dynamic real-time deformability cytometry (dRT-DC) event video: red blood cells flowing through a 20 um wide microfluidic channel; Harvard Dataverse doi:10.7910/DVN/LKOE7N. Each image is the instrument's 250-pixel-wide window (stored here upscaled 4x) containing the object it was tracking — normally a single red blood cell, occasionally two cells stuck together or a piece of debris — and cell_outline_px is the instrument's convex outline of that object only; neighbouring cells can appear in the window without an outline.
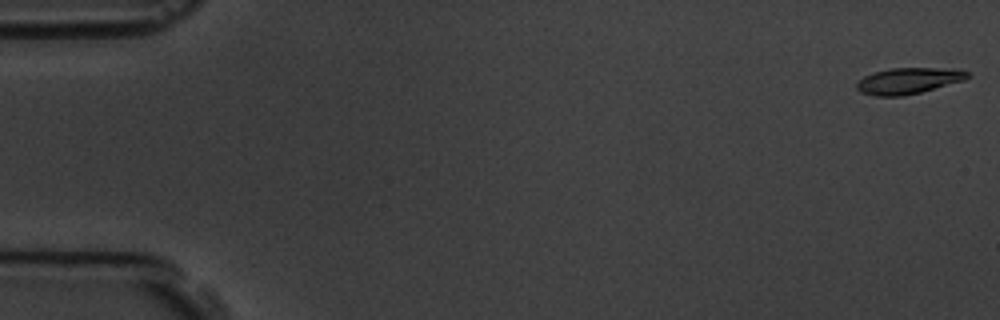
{"species": "common noctule bat (a hibernating species)", "species_latin": "Nyctalus noctula", "temperature_condition": "room temperature", "stored_images_in_passage": 10, "camera_frame_rate_fps": 3000, "um_per_image_px": 0.085, "animal": {"sex": "male", "body_mass_g": 19.5, "forearm_length_mm": 54.6}, "frame": {"image": 1, "passage_image": 1, "time_ms": 0.0, "image_size_px": [1000, 320], "cell_outline_px": [[972, 76], [964, 80], [920, 92], [904, 96], [876, 96], [860, 92], [856, 88], [856, 80], [872, 72], [888, 68], [936, 68], [968, 72]], "centroid_in_image_um": [77.12, 6.87], "position_along_channel_um": 7.9, "area_um2": 16.82}}
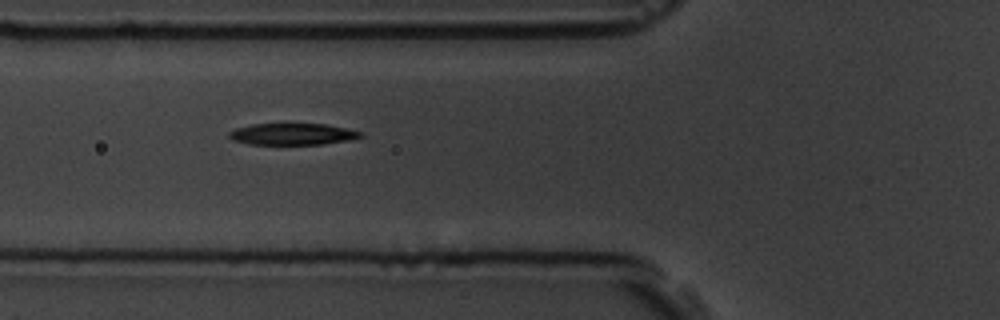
{"frame": {"image": 2, "passage_image": 7, "time_ms": 6.667, "image_size_px": [1000, 320], "cell_outline_px": [[364, 136], [348, 140], [320, 144], [252, 144], [232, 140], [228, 136], [228, 132], [236, 128], [252, 124], [324, 124], [364, 132]], "centroid_in_image_um": [24.85, 11.39], "position_along_channel_um": 100.9, "area_um2": 16.36}}
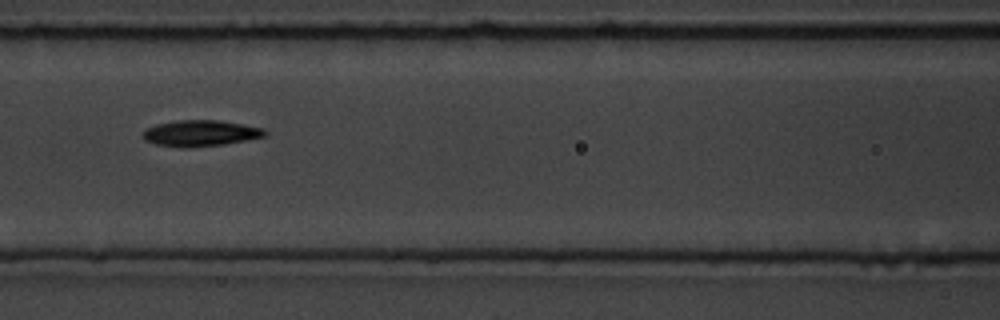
{"frame": {"image": 3, "passage_image": 8, "time_ms": 8.0, "image_size_px": [1000, 320], "cell_outline_px": [[268, 136], [224, 144], [188, 148], [180, 148], [156, 144], [144, 140], [144, 132], [148, 128], [156, 124], [176, 120], [216, 120], [244, 124], [264, 128], [268, 132]], "centroid_in_image_um": [17.09, 11.33], "position_along_channel_um": 149.5, "area_um2": 18.67}}